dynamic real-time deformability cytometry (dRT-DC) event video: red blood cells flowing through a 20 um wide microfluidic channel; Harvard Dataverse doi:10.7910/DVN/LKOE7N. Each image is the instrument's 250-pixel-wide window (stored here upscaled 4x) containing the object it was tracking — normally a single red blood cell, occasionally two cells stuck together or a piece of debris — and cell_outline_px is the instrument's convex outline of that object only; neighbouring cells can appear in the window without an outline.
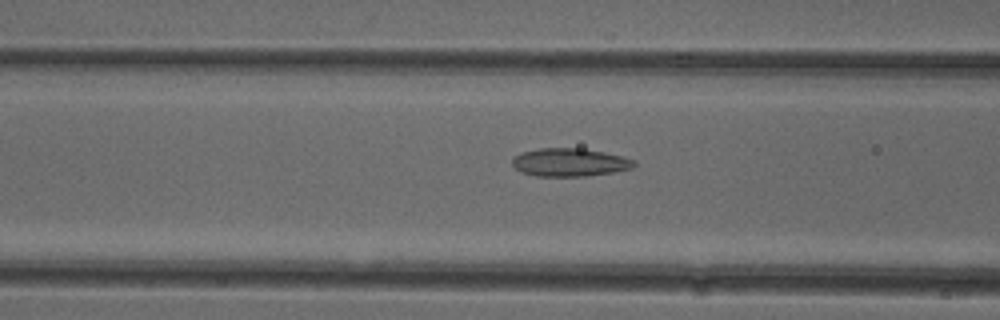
{"species": "common noctule bat (a hibernating species)", "species_latin": "Nyctalus noctula", "temperature_condition": "cold", "stored_images_in_passage": 52, "camera_frame_rate_fps": 3000, "um_per_image_px": 0.085, "animal": {"sex": "female"}, "frame": {"image": 1, "passage_image": 20, "time_ms": 6.333, "image_size_px": [1000, 320], "cell_outline_px": [[636, 164], [632, 168], [616, 172], [584, 176], [536, 176], [520, 172], [512, 164], [512, 156], [520, 152], [540, 148], [580, 148], [604, 152], [636, 160]], "centroid_in_image_um": [48.4, 13.8], "position_along_channel_um": 118.2, "area_um2": 20.11}}
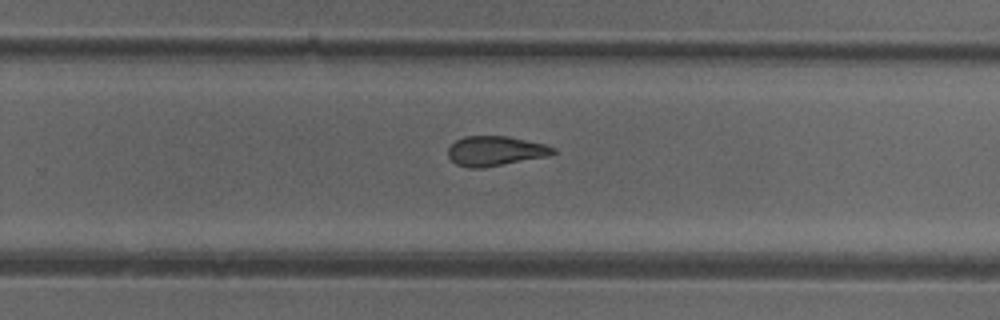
{"frame": {"image": 2, "passage_image": 33, "time_ms": 10.667, "image_size_px": [1000, 320], "cell_outline_px": [[556, 152], [548, 156], [480, 168], [468, 168], [456, 164], [448, 156], [448, 148], [456, 140], [464, 136], [508, 136], [544, 144], [556, 148]], "centroid_in_image_um": [42.09, 12.83], "position_along_channel_um": 287.7, "area_um2": 18.09}}
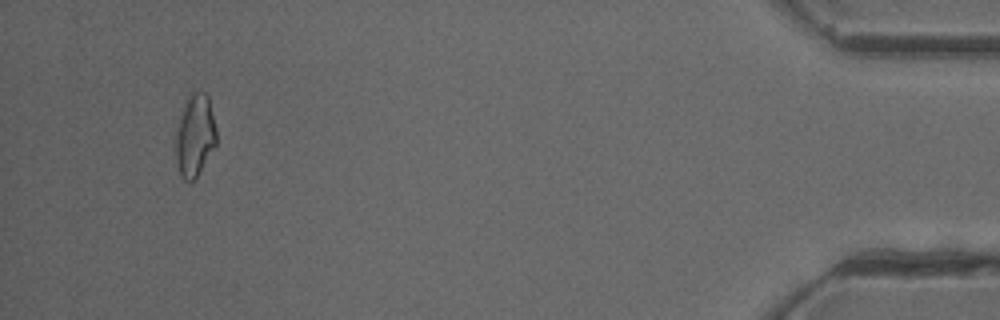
{"frame": {"image": 3, "passage_image": 49, "time_ms": 16.0, "image_size_px": [1000, 320], "cell_outline_px": [[216, 144], [196, 180], [192, 184], [188, 184], [180, 176], [176, 160], [176, 132], [180, 116], [184, 104], [188, 96], [192, 92], [204, 92], [208, 96], [216, 128]], "centroid_in_image_um": [16.56, 11.59], "position_along_channel_um": 418.6, "area_um2": 19.71}, "authors_computed_cell_mechanics": {"area_um2": 19.363, "velocity_mm_per_s": 3.9103, "shape_relaxation_time_tau1_ms": null, "shape_relaxation_time_tau2_ms": 1.8423, "deformation_change_tau1": null, "deformation_change_tau2": 0.1006}}